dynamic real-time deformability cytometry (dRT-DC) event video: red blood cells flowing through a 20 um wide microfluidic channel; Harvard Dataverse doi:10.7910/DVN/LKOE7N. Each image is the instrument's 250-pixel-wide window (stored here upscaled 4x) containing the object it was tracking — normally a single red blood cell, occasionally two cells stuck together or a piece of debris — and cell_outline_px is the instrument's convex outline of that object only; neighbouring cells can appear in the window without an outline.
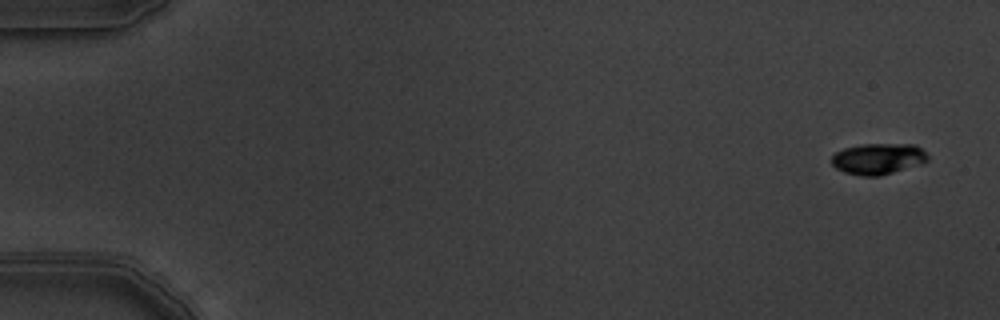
{"species": "common noctule bat (a hibernating species)", "species_latin": "Nyctalus noctula", "temperature_condition": "warm", "stored_images_in_passage": 6, "camera_frame_rate_fps": 3000, "um_per_image_px": 0.085, "animal": {"sex": "male", "body_mass_g": 19.5, "forearm_length_mm": 54.6}, "frame": {"image": 1, "passage_image": 1, "time_ms": 0.0, "image_size_px": [1000, 320], "cell_outline_px": [[928, 160], [920, 164], [880, 176], [860, 176], [844, 172], [836, 168], [832, 164], [832, 156], [836, 152], [844, 148], [864, 144], [916, 144], [928, 156]], "centroid_in_image_um": [74.63, 13.5], "position_along_channel_um": 10.4, "area_um2": 17.34}}
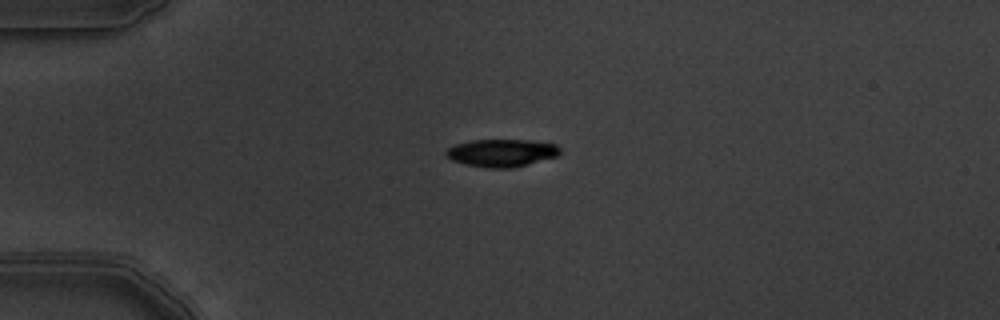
{"frame": {"image": 2, "passage_image": 5, "time_ms": 1.333, "image_size_px": [1000, 320], "cell_outline_px": [[560, 152], [556, 156], [512, 168], [484, 168], [464, 164], [452, 160], [444, 156], [444, 152], [448, 148], [456, 144], [472, 140], [532, 140], [556, 144], [560, 148]], "centroid_in_image_um": [42.59, 12.99], "position_along_channel_um": 42.4, "area_um2": 18.38}}